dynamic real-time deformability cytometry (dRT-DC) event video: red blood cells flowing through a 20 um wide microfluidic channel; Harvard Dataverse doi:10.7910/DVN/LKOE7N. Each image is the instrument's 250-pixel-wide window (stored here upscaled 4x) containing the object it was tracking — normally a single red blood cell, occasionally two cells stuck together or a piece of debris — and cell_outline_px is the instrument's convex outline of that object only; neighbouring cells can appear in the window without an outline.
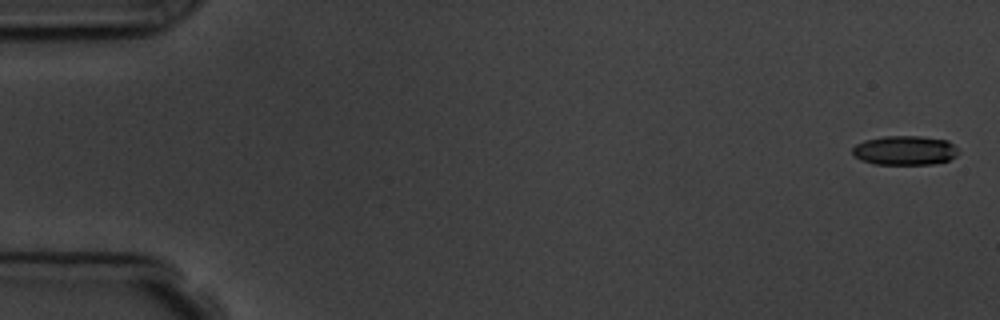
{"species": "common noctule bat (a hibernating species)", "species_latin": "Nyctalus noctula", "temperature_condition": "room temperature", "stored_images_in_passage": 6, "camera_frame_rate_fps": 3000, "um_per_image_px": 0.085, "animal": {"sex": "male", "body_mass_g": 19.5, "forearm_length_mm": 54.6}, "frame": {"image": 1, "passage_image": 1, "time_ms": 0.0, "image_size_px": [1000, 320], "cell_outline_px": [[960, 152], [956, 156], [948, 160], [932, 164], [872, 164], [860, 160], [852, 156], [852, 148], [856, 144], [864, 140], [884, 136], [920, 136], [948, 140]], "centroid_in_image_um": [76.87, 12.78], "position_along_channel_um": 8.1, "area_um2": 18.26}}